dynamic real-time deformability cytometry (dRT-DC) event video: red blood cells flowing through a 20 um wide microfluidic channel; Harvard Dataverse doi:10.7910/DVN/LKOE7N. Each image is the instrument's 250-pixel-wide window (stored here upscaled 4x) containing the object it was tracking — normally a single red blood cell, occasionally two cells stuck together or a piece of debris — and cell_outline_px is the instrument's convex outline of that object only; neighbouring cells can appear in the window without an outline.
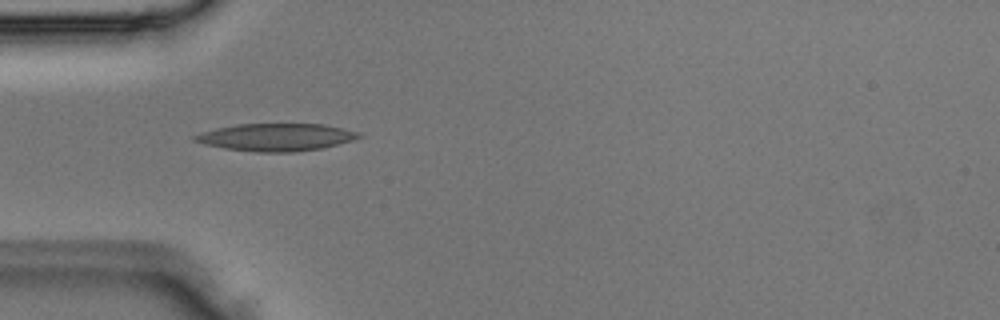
{"species": "Egyptian fruit bat (a non-hibernating species)", "species_latin": "Rousettus aegyptiacus", "temperature_condition": "room temperature", "stored_images_in_passage": 2, "camera_frame_rate_fps": 3000, "um_per_image_px": 0.085, "animal": {"sex": "male"}, "frame": {"image": 1, "passage_image": 2, "time_ms": 0.333, "image_size_px": [1000, 320], "cell_outline_px": [[364, 136], [352, 140], [324, 148], [292, 152], [256, 152], [224, 148], [204, 144], [192, 140], [192, 136], [216, 128], [236, 124], [324, 124], [344, 128], [360, 132]], "centroid_in_image_um": [23.5, 11.66], "position_along_channel_um": 61.5, "area_um2": 26.36}}